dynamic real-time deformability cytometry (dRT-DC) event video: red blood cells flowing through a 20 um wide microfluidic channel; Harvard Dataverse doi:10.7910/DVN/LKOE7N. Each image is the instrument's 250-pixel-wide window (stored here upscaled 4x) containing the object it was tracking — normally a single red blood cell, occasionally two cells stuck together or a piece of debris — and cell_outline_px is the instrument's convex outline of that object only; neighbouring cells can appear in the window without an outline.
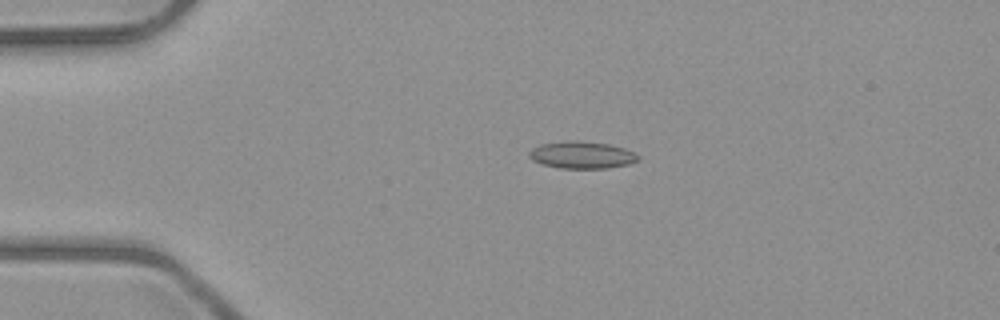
{"species": "common noctule bat (a hibernating species)", "species_latin": "Nyctalus noctula", "temperature_condition": "room temperature", "stored_images_in_passage": 4, "camera_frame_rate_fps": 3000, "um_per_image_px": 0.085, "animal": {"sex": "male", "body_mass_g": 23.1, "forearm_length_mm": 52.7}, "frame": {"image": 1, "passage_image": 3, "time_ms": 2.333, "image_size_px": [1000, 320], "cell_outline_px": [[640, 156], [636, 160], [628, 164], [608, 168], [560, 168], [540, 164], [532, 160], [528, 156], [528, 152], [532, 148], [540, 144], [568, 140], [580, 140], [608, 144], [624, 148], [636, 152]], "centroid_in_image_um": [49.42, 13.16], "position_along_channel_um": 35.6, "area_um2": 17.4}}